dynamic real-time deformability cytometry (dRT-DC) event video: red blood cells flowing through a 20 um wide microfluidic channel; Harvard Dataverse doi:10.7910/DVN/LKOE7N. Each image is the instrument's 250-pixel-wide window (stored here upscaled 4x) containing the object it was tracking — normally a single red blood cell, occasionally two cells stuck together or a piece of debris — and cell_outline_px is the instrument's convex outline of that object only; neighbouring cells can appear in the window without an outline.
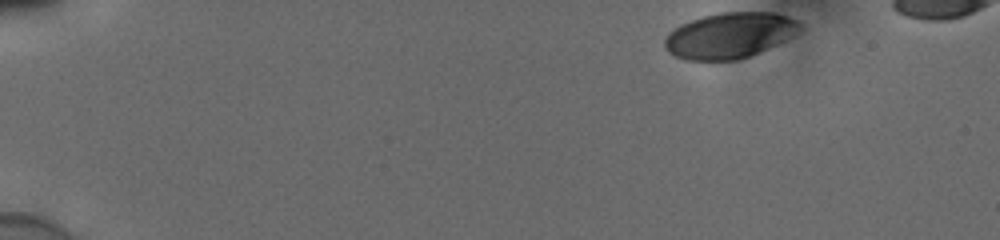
{"species": "human", "species_latin": "Homo sapiens", "temperature_condition": "cold", "stored_images_in_passage": 42, "camera_frame_rate_fps": 3000, "um_per_image_px": 0.085, "donor": {"sex": "male"}, "frame": {"image": 1, "passage_image": 1, "time_ms": 0.0, "image_size_px": [1000, 240], "cell_outline_px": [[804, 24], [800, 32], [748, 56], [736, 60], [688, 60], [676, 56], [668, 52], [664, 44], [664, 40], [668, 32], [680, 24], [704, 16], [720, 12], [772, 12], [800, 20]], "centroid_in_image_um": [62.02, 2.99], "position_along_channel_um": 23.0, "area_um2": 35.78}}
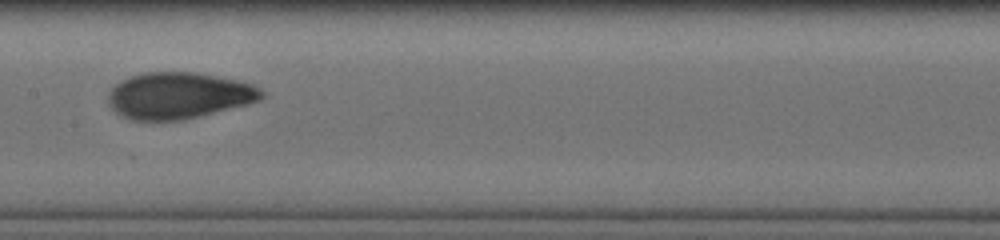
{"frame": {"image": 2, "passage_image": 24, "time_ms": 7.667, "image_size_px": [1000, 240], "cell_outline_px": [[264, 96], [260, 100], [248, 104], [184, 120], [132, 120], [120, 116], [108, 104], [108, 92], [120, 80], [144, 72], [196, 72], [236, 80], [252, 84], [260, 88], [264, 92]], "centroid_in_image_um": [15.18, 8.12], "position_along_channel_um": 192.2, "area_um2": 41.62}}
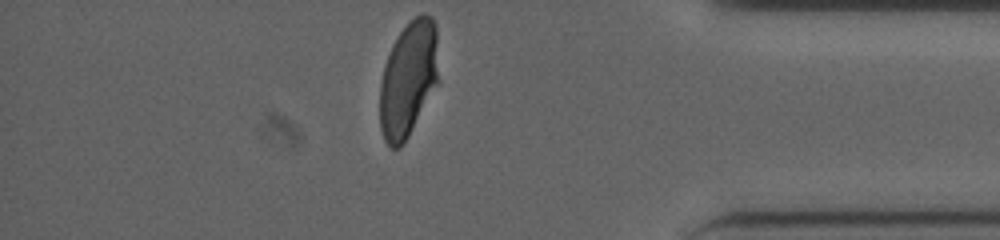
{"frame": {"image": 3, "passage_image": 42, "time_ms": 13.667, "image_size_px": [1000, 240], "cell_outline_px": [[440, 84], [404, 144], [400, 148], [392, 148], [384, 140], [380, 128], [380, 84], [384, 64], [392, 44], [400, 32], [416, 16], [424, 12], [432, 16], [436, 24], [440, 80]], "centroid_in_image_um": [34.75, 6.74], "position_along_channel_um": 400.4, "area_um2": 40.69}, "authors_computed_cell_mechanics": {"area_um2": 40.4311, "velocity_mm_per_s": 3.8513, "shape_relaxation_time_tau1_ms": 4.4823, "shape_relaxation_time_tau2_ms": 0.9007, "deformation_change_tau1": 0.1665, "deformation_change_tau2": 0.0539}}